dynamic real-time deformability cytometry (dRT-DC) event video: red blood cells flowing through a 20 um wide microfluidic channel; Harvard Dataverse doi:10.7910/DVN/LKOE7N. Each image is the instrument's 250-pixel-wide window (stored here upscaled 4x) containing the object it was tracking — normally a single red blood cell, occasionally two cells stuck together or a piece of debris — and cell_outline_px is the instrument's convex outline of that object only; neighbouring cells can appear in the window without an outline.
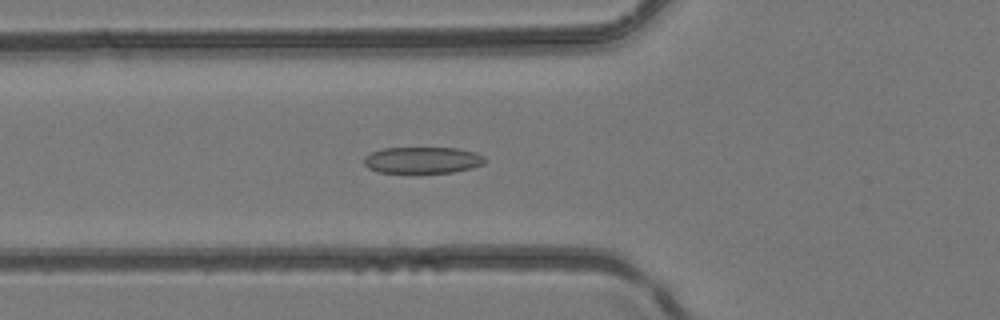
{"species": "common noctule bat (a hibernating species)", "species_latin": "Nyctalus noctula", "temperature_condition": "room temperature", "stored_images_in_passage": 38, "camera_frame_rate_fps": 3000, "um_per_image_px": 0.085, "animal": {"sex": "female", "body_mass_g": 24.6, "forearm_length_mm": 56.2}, "frame": {"image": 1, "passage_image": 11, "time_ms": 3.333, "image_size_px": [1000, 320], "cell_outline_px": [[488, 160], [484, 164], [472, 168], [452, 172], [376, 172], [368, 168], [364, 164], [364, 156], [372, 152], [384, 148], [456, 148], [476, 152], [484, 156]], "centroid_in_image_um": [35.94, 13.6], "position_along_channel_um": 89.9, "area_um2": 18.67}}
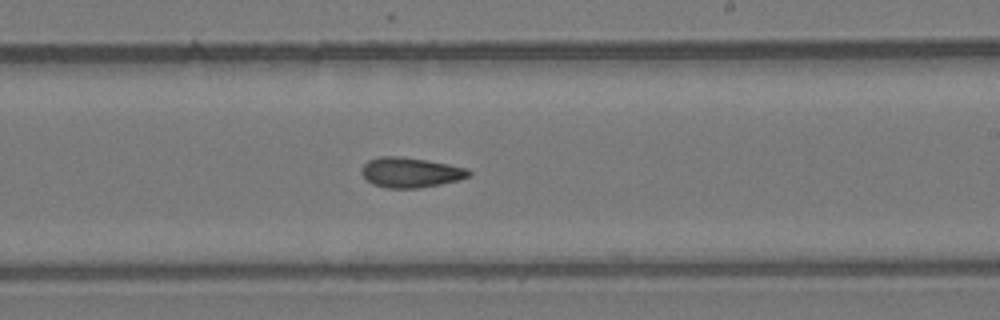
{"frame": {"image": 2, "passage_image": 21, "time_ms": 6.667, "image_size_px": [1000, 320], "cell_outline_px": [[472, 176], [460, 180], [420, 188], [388, 188], [372, 184], [360, 172], [360, 168], [368, 160], [380, 156], [400, 156], [428, 160], [468, 168], [472, 172]], "centroid_in_image_um": [34.92, 14.65], "position_along_channel_um": 254.1, "area_um2": 19.02}}
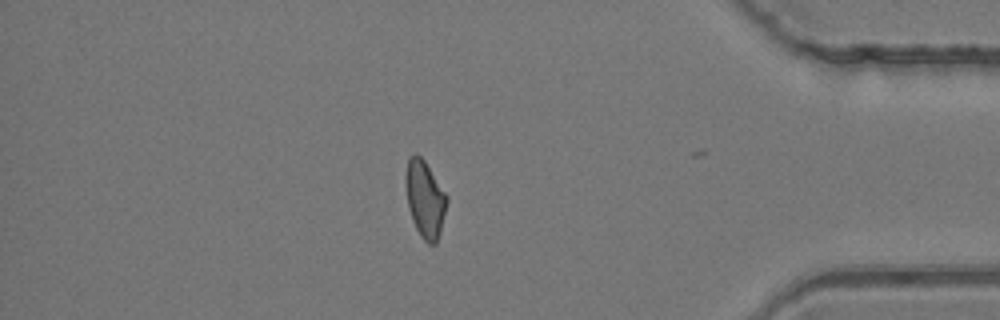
{"frame": {"image": 3, "passage_image": 32, "time_ms": 10.333, "image_size_px": [1000, 320], "cell_outline_px": [[448, 200], [440, 232], [436, 244], [428, 244], [420, 236], [412, 220], [408, 208], [404, 184], [404, 176], [408, 156], [412, 152], [416, 152], [424, 160], [448, 196]], "centroid_in_image_um": [36.09, 16.87], "position_along_channel_um": 399.1, "area_um2": 18.84}}